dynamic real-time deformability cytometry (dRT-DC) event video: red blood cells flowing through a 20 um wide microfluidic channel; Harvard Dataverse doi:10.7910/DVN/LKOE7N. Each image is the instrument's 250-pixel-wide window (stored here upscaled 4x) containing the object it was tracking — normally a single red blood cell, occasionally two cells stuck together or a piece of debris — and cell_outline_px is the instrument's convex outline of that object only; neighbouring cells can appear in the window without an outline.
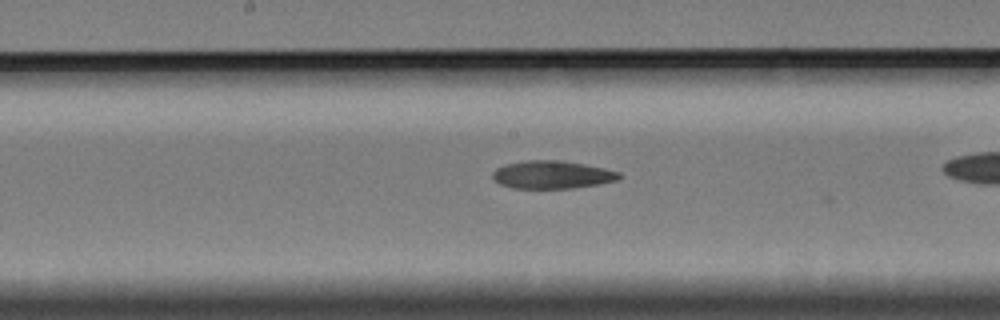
{"species": "Egyptian fruit bat (a non-hibernating species)", "species_latin": "Rousettus aegyptiacus", "temperature_condition": "cold", "stored_images_in_passage": 13, "camera_frame_rate_fps": 3000, "um_per_image_px": 0.085, "animal": {"sex": "female"}, "frame": {"image": 1, "passage_image": 11, "time_ms": 3.333, "image_size_px": [1000, 320], "cell_outline_px": [[620, 176], [616, 180], [596, 184], [572, 188], [512, 188], [500, 184], [492, 180], [492, 172], [496, 168], [504, 164], [524, 160], [560, 160], [584, 164], [604, 168], [620, 172]], "centroid_in_image_um": [46.85, 14.84], "position_along_channel_um": 201.3, "area_um2": 20.58}}